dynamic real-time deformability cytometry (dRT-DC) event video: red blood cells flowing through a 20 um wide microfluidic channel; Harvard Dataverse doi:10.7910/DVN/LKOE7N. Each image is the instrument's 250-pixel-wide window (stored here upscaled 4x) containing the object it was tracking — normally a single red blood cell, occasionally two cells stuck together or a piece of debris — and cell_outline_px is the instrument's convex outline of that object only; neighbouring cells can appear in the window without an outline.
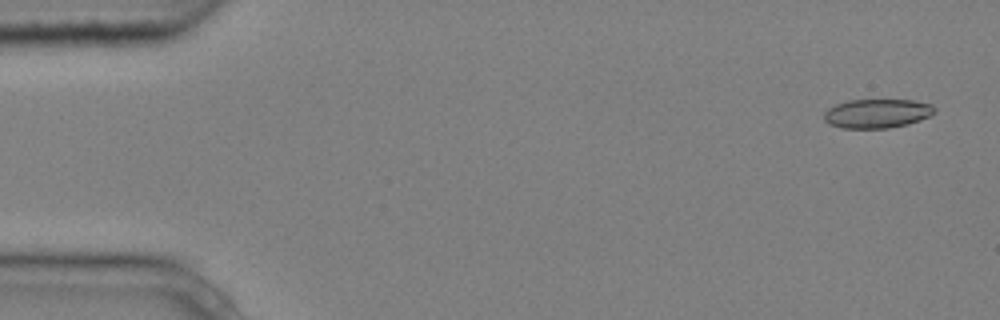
{"species": "common noctule bat (a hibernating species)", "species_latin": "Nyctalus noctula", "temperature_condition": "cold", "stored_images_in_passage": 5, "camera_frame_rate_fps": 3000, "um_per_image_px": 0.085, "animal": {"sex": "male", "body_mass_g": 20.4}, "frame": {"image": 1, "passage_image": 1, "time_ms": 0.0, "image_size_px": [1000, 320], "cell_outline_px": [[936, 112], [920, 120], [908, 124], [888, 128], [844, 128], [828, 124], [824, 120], [824, 112], [828, 108], [836, 104], [848, 100], [916, 100], [932, 104], [936, 108]], "centroid_in_image_um": [74.56, 9.64], "position_along_channel_um": 10.4, "area_um2": 18.84}}